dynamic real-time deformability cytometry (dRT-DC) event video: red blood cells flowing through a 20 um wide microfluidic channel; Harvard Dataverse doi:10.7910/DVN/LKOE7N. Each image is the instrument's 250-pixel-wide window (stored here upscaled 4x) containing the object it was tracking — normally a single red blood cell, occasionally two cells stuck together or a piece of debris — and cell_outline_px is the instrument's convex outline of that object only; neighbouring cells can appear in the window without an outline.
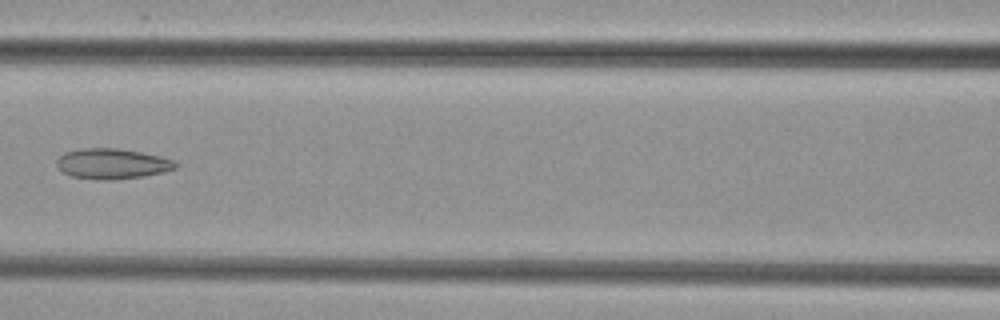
{"species": "common noctule bat (a hibernating species)", "species_latin": "Nyctalus noctula", "temperature_condition": "cold", "stored_images_in_passage": 6, "camera_frame_rate_fps": 3000, "um_per_image_px": 0.085, "animal": {"sex": "female", "body_mass_g": 29.2, "forearm_length_mm": 56.3}, "frame": {"image": 1, "passage_image": 6, "time_ms": 6.0, "image_size_px": [1000, 320], "cell_outline_px": [[180, 164], [176, 168], [164, 172], [144, 176], [112, 180], [100, 180], [72, 176], [64, 172], [56, 164], [56, 160], [64, 152], [80, 148], [120, 148], [160, 156], [176, 160]], "centroid_in_image_um": [9.57, 13.91], "position_along_channel_um": 157.0, "area_um2": 21.21}}